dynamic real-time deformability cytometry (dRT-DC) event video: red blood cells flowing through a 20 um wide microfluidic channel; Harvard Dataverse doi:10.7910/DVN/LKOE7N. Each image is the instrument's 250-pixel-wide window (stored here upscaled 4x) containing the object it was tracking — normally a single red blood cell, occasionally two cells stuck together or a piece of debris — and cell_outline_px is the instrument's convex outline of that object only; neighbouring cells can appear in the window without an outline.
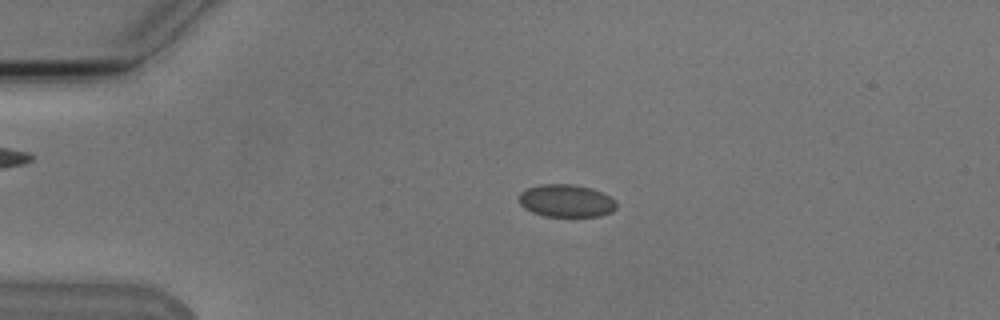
{"species": "Egyptian fruit bat (a non-hibernating species)", "species_latin": "Rousettus aegyptiacus", "temperature_condition": "cold", "stored_images_in_passage": 4, "camera_frame_rate_fps": 3000, "um_per_image_px": 0.085, "animal": {"sex": "male"}, "frame": {"image": 1, "passage_image": 3, "time_ms": 2.333, "image_size_px": [1000, 320], "cell_outline_px": [[616, 208], [612, 212], [600, 216], [544, 216], [532, 212], [524, 208], [520, 204], [520, 192], [528, 188], [540, 184], [572, 184], [588, 188], [600, 192], [616, 200]], "centroid_in_image_um": [48.12, 17.07], "position_along_channel_um": 36.9, "area_um2": 18.38}}